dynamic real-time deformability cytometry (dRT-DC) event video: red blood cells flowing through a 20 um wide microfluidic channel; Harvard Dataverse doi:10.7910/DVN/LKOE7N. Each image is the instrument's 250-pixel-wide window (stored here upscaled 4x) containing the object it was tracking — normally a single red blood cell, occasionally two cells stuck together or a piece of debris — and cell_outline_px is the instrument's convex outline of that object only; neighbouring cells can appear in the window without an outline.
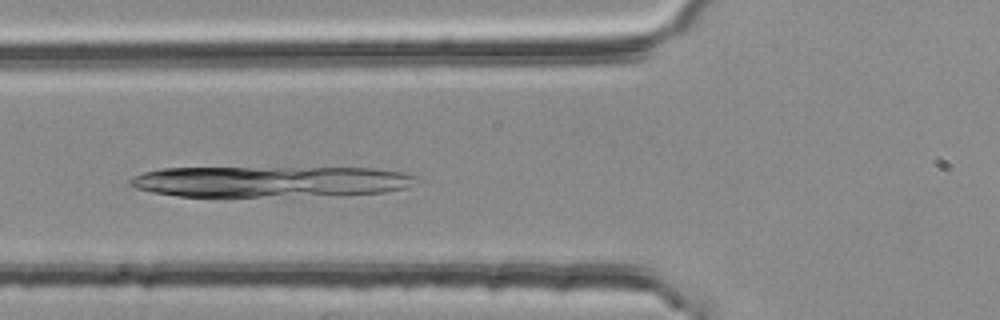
{"species": "common noctule bat (a hibernating species)", "species_latin": "Nyctalus noctula", "temperature_condition": "room temperature", "stored_images_in_passage": 31, "camera_frame_rate_fps": 3000, "um_per_image_px": 0.085, "animal": {"sex": "female", "body_mass_g": 25.1}, "frame": {"image": 1, "passage_image": 6, "time_ms": 1.667, "image_size_px": [1000, 320], "cell_outline_px": [[424, 180], [404, 188], [384, 192], [260, 196], [176, 196], [152, 192], [136, 188], [128, 184], [128, 180], [132, 176], [144, 172], [160, 168], [372, 168], [400, 172], [420, 176]], "centroid_in_image_um": [22.95, 15.41], "position_along_channel_um": 102.9, "area_um2": 51.27}}
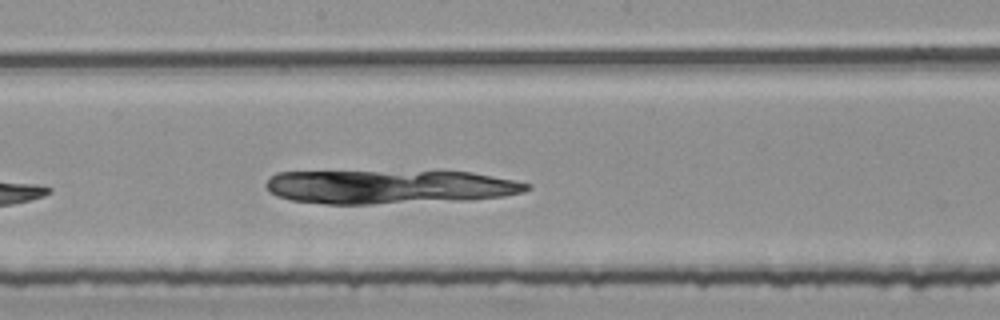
{"frame": {"image": 2, "passage_image": 15, "time_ms": 4.667, "image_size_px": [1000, 320], "cell_outline_px": [[532, 188], [524, 192], [504, 196], [472, 200], [372, 204], [324, 204], [292, 200], [276, 196], [268, 192], [264, 184], [268, 176], [276, 172], [472, 172], [532, 184]], "centroid_in_image_um": [33.09, 15.89], "position_along_channel_um": 215.1, "area_um2": 51.73}}
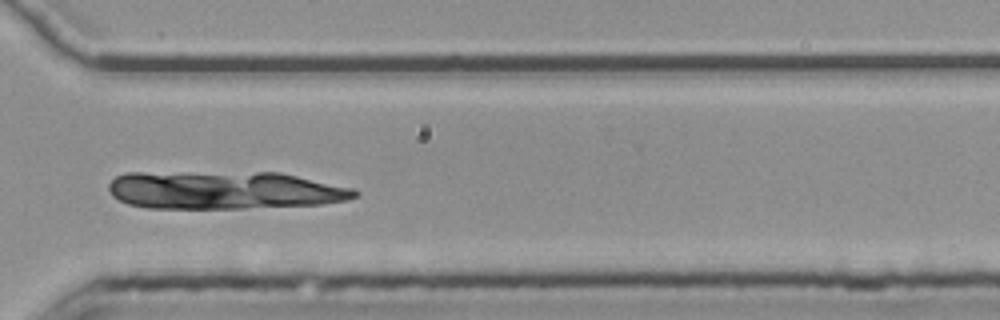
{"frame": {"image": 3, "passage_image": 26, "time_ms": 8.333, "image_size_px": [1000, 320], "cell_outline_px": [[360, 192], [356, 196], [344, 200], [320, 204], [244, 208], [148, 208], [128, 204], [112, 196], [108, 188], [108, 184], [116, 176], [124, 172], [280, 172], [352, 188]], "centroid_in_image_um": [18.99, 16.15], "position_along_channel_um": 351.6, "area_um2": 54.68}}